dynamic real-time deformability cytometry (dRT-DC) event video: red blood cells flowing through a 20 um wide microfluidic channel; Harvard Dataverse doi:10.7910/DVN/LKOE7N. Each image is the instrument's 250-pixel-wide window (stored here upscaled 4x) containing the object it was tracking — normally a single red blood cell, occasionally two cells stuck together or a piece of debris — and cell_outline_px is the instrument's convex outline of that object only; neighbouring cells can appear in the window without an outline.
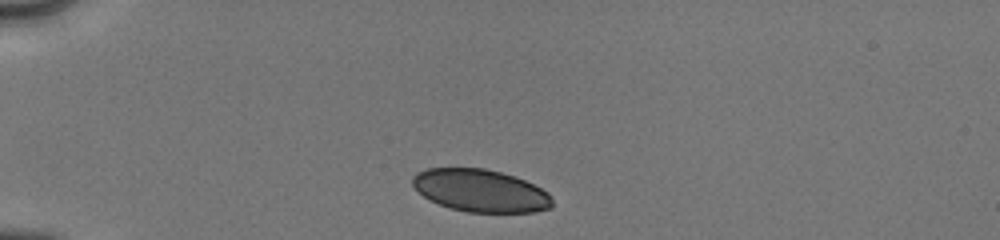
{"species": "human", "species_latin": "Homo sapiens", "temperature_condition": "cold", "stored_images_in_passage": 4, "camera_frame_rate_fps": 3000, "um_per_image_px": 0.085, "donor": {"sex": "male"}, "frame": {"image": 1, "passage_image": 1, "time_ms": 0.0, "image_size_px": [1000, 240], "cell_outline_px": [[552, 208], [536, 212], [468, 212], [448, 208], [424, 196], [412, 184], [412, 176], [416, 172], [428, 168], [484, 168], [500, 172], [524, 180], [548, 192], [552, 196]], "centroid_in_image_um": [40.85, 16.21], "position_along_channel_um": 44.1, "area_um2": 34.51}}
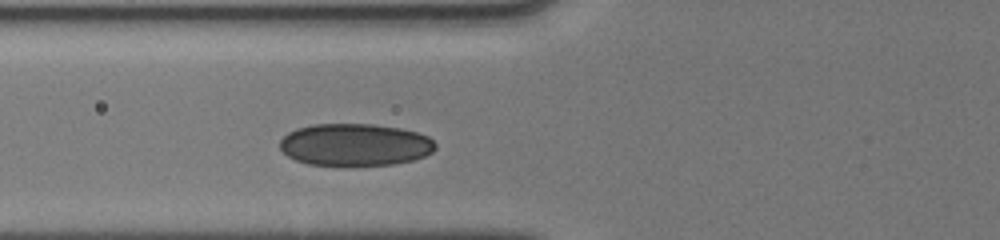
{"frame": {"image": 2, "passage_image": 4, "time_ms": 2.333, "image_size_px": [1000, 240], "cell_outline_px": [[436, 148], [432, 152], [424, 156], [412, 160], [392, 164], [308, 164], [296, 160], [288, 156], [280, 148], [280, 140], [288, 132], [296, 128], [312, 124], [372, 124], [400, 128], [416, 132], [428, 136], [436, 144]], "centroid_in_image_um": [30.17, 12.28], "position_along_channel_um": 95.6, "area_um2": 37.92}}